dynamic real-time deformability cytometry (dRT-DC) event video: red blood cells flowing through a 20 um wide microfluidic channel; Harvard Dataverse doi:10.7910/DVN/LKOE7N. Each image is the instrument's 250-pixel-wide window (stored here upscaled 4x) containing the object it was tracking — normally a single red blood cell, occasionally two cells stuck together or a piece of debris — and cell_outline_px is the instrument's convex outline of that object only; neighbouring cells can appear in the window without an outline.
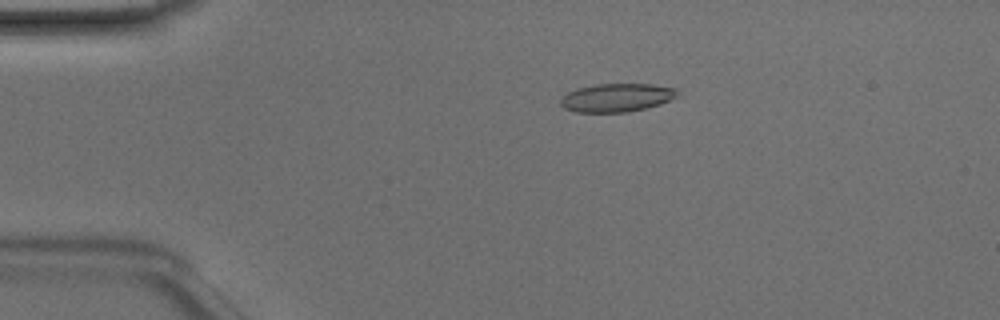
{"species": "Egyptian fruit bat (a non-hibernating species)", "species_latin": "Rousettus aegyptiacus", "temperature_condition": "room temperature", "stored_images_in_passage": 49, "camera_frame_rate_fps": 3000, "um_per_image_px": 0.085, "animal": {"sex": "male"}, "frame": {"image": 1, "passage_image": 10, "time_ms": 3.0, "image_size_px": [1000, 320], "cell_outline_px": [[680, 96], [660, 104], [628, 112], [576, 112], [564, 108], [560, 104], [560, 96], [576, 88], [596, 84], [652, 84], [676, 88], [680, 92]], "centroid_in_image_um": [52.42, 8.29], "position_along_channel_um": 32.6, "area_um2": 19.54}}
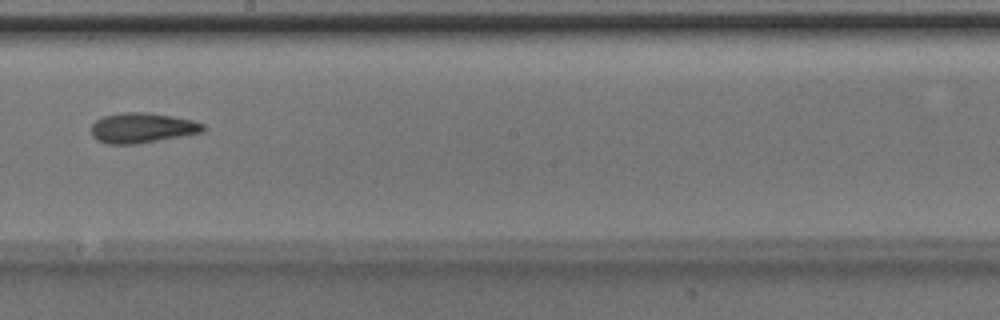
{"frame": {"image": 2, "passage_image": 28, "time_ms": 9.0, "image_size_px": [1000, 320], "cell_outline_px": [[208, 128], [204, 132], [136, 144], [108, 144], [96, 140], [92, 136], [92, 124], [96, 120], [104, 116], [124, 112], [144, 112], [172, 116], [192, 120], [204, 124]], "centroid_in_image_um": [12.1, 10.87], "position_along_channel_um": 236.1, "area_um2": 19.65}}
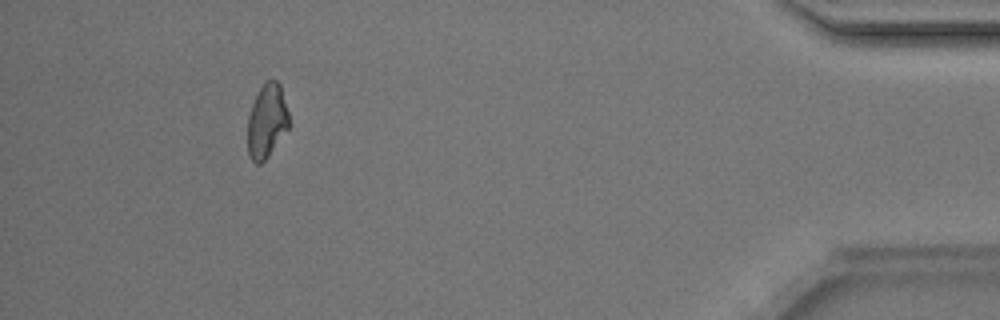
{"frame": {"image": 3, "passage_image": 45, "time_ms": 14.667, "image_size_px": [1000, 320], "cell_outline_px": [[288, 128], [268, 156], [260, 164], [256, 164], [248, 156], [248, 116], [252, 104], [260, 88], [268, 80], [276, 80], [280, 84], [288, 112]], "centroid_in_image_um": [22.67, 10.3], "position_along_channel_um": 412.5, "area_um2": 17.51}, "authors_computed_cell_mechanics": {"area_um2": 18.9584, "velocity_mm_per_s": 4.1764, "shape_relaxation_time_tau1_ms": 2.8821, "shape_relaxation_time_tau2_ms": 2.8628, "deformation_change_tau1": 0.1123, "deformation_change_tau2": 0.0993}}